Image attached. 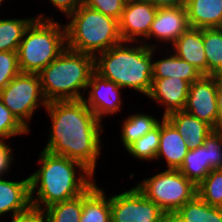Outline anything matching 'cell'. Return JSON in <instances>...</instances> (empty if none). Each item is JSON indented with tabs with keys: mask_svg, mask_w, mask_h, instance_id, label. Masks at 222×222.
Masks as SVG:
<instances>
[{
	"mask_svg": "<svg viewBox=\"0 0 222 222\" xmlns=\"http://www.w3.org/2000/svg\"><path fill=\"white\" fill-rule=\"evenodd\" d=\"M44 110L51 128L42 150L77 160L95 174L103 146V122L82 99L48 102Z\"/></svg>",
	"mask_w": 222,
	"mask_h": 222,
	"instance_id": "cell-1",
	"label": "cell"
},
{
	"mask_svg": "<svg viewBox=\"0 0 222 222\" xmlns=\"http://www.w3.org/2000/svg\"><path fill=\"white\" fill-rule=\"evenodd\" d=\"M39 154L40 167L29 176L35 211L78 197L96 182L94 173L77 160L44 150Z\"/></svg>",
	"mask_w": 222,
	"mask_h": 222,
	"instance_id": "cell-2",
	"label": "cell"
},
{
	"mask_svg": "<svg viewBox=\"0 0 222 222\" xmlns=\"http://www.w3.org/2000/svg\"><path fill=\"white\" fill-rule=\"evenodd\" d=\"M152 60L149 46L122 41L94 57V70L123 90L132 89L147 96L152 87Z\"/></svg>",
	"mask_w": 222,
	"mask_h": 222,
	"instance_id": "cell-3",
	"label": "cell"
},
{
	"mask_svg": "<svg viewBox=\"0 0 222 222\" xmlns=\"http://www.w3.org/2000/svg\"><path fill=\"white\" fill-rule=\"evenodd\" d=\"M94 71L93 55L66 47L38 73L44 98L47 102L83 99Z\"/></svg>",
	"mask_w": 222,
	"mask_h": 222,
	"instance_id": "cell-4",
	"label": "cell"
},
{
	"mask_svg": "<svg viewBox=\"0 0 222 222\" xmlns=\"http://www.w3.org/2000/svg\"><path fill=\"white\" fill-rule=\"evenodd\" d=\"M41 12L26 29L17 49L22 73H39L67 47L65 24Z\"/></svg>",
	"mask_w": 222,
	"mask_h": 222,
	"instance_id": "cell-5",
	"label": "cell"
},
{
	"mask_svg": "<svg viewBox=\"0 0 222 222\" xmlns=\"http://www.w3.org/2000/svg\"><path fill=\"white\" fill-rule=\"evenodd\" d=\"M65 24L67 47L94 57L122 42L118 20L81 4Z\"/></svg>",
	"mask_w": 222,
	"mask_h": 222,
	"instance_id": "cell-6",
	"label": "cell"
},
{
	"mask_svg": "<svg viewBox=\"0 0 222 222\" xmlns=\"http://www.w3.org/2000/svg\"><path fill=\"white\" fill-rule=\"evenodd\" d=\"M166 214L175 213L197 196V185L179 170L166 169L135 185Z\"/></svg>",
	"mask_w": 222,
	"mask_h": 222,
	"instance_id": "cell-7",
	"label": "cell"
},
{
	"mask_svg": "<svg viewBox=\"0 0 222 222\" xmlns=\"http://www.w3.org/2000/svg\"><path fill=\"white\" fill-rule=\"evenodd\" d=\"M0 100L28 131L35 110L41 106L45 109L48 103L39 74L22 72L0 91Z\"/></svg>",
	"mask_w": 222,
	"mask_h": 222,
	"instance_id": "cell-8",
	"label": "cell"
},
{
	"mask_svg": "<svg viewBox=\"0 0 222 222\" xmlns=\"http://www.w3.org/2000/svg\"><path fill=\"white\" fill-rule=\"evenodd\" d=\"M111 222H164L166 213L136 186L110 196Z\"/></svg>",
	"mask_w": 222,
	"mask_h": 222,
	"instance_id": "cell-9",
	"label": "cell"
},
{
	"mask_svg": "<svg viewBox=\"0 0 222 222\" xmlns=\"http://www.w3.org/2000/svg\"><path fill=\"white\" fill-rule=\"evenodd\" d=\"M219 76L202 75L190 84L184 111L210 124L217 130V84Z\"/></svg>",
	"mask_w": 222,
	"mask_h": 222,
	"instance_id": "cell-10",
	"label": "cell"
},
{
	"mask_svg": "<svg viewBox=\"0 0 222 222\" xmlns=\"http://www.w3.org/2000/svg\"><path fill=\"white\" fill-rule=\"evenodd\" d=\"M86 91L88 93L85 92L87 95L82 100L101 122L105 116L115 115L122 109V88L95 71L90 76Z\"/></svg>",
	"mask_w": 222,
	"mask_h": 222,
	"instance_id": "cell-11",
	"label": "cell"
},
{
	"mask_svg": "<svg viewBox=\"0 0 222 222\" xmlns=\"http://www.w3.org/2000/svg\"><path fill=\"white\" fill-rule=\"evenodd\" d=\"M157 8L147 0H127L119 23L122 41H146Z\"/></svg>",
	"mask_w": 222,
	"mask_h": 222,
	"instance_id": "cell-12",
	"label": "cell"
},
{
	"mask_svg": "<svg viewBox=\"0 0 222 222\" xmlns=\"http://www.w3.org/2000/svg\"><path fill=\"white\" fill-rule=\"evenodd\" d=\"M189 27L185 5L158 8L148 37L143 44L150 48H157L160 45L159 43L163 44L160 46L164 47V44H169L170 47ZM155 39L158 41L157 43H149L152 40L155 41ZM156 44H158V46Z\"/></svg>",
	"mask_w": 222,
	"mask_h": 222,
	"instance_id": "cell-13",
	"label": "cell"
},
{
	"mask_svg": "<svg viewBox=\"0 0 222 222\" xmlns=\"http://www.w3.org/2000/svg\"><path fill=\"white\" fill-rule=\"evenodd\" d=\"M190 83L175 77L152 78V87L146 96L156 102L160 107L163 106V117L175 112L184 110Z\"/></svg>",
	"mask_w": 222,
	"mask_h": 222,
	"instance_id": "cell-14",
	"label": "cell"
},
{
	"mask_svg": "<svg viewBox=\"0 0 222 222\" xmlns=\"http://www.w3.org/2000/svg\"><path fill=\"white\" fill-rule=\"evenodd\" d=\"M32 210L29 177L20 181L0 177V217L11 214L15 218Z\"/></svg>",
	"mask_w": 222,
	"mask_h": 222,
	"instance_id": "cell-15",
	"label": "cell"
},
{
	"mask_svg": "<svg viewBox=\"0 0 222 222\" xmlns=\"http://www.w3.org/2000/svg\"><path fill=\"white\" fill-rule=\"evenodd\" d=\"M161 119L156 159H165L167 169L179 170L190 148L176 128L165 117Z\"/></svg>",
	"mask_w": 222,
	"mask_h": 222,
	"instance_id": "cell-16",
	"label": "cell"
},
{
	"mask_svg": "<svg viewBox=\"0 0 222 222\" xmlns=\"http://www.w3.org/2000/svg\"><path fill=\"white\" fill-rule=\"evenodd\" d=\"M170 48L180 59L193 65L202 75H207L203 29L189 27Z\"/></svg>",
	"mask_w": 222,
	"mask_h": 222,
	"instance_id": "cell-17",
	"label": "cell"
},
{
	"mask_svg": "<svg viewBox=\"0 0 222 222\" xmlns=\"http://www.w3.org/2000/svg\"><path fill=\"white\" fill-rule=\"evenodd\" d=\"M165 118L186 140L190 149L204 145L205 139L214 130L210 124L184 110L172 112L166 115Z\"/></svg>",
	"mask_w": 222,
	"mask_h": 222,
	"instance_id": "cell-18",
	"label": "cell"
},
{
	"mask_svg": "<svg viewBox=\"0 0 222 222\" xmlns=\"http://www.w3.org/2000/svg\"><path fill=\"white\" fill-rule=\"evenodd\" d=\"M156 50L158 49L152 48V78L178 77L192 84L202 76L193 65L180 59L172 51L168 50L167 54L170 53V55L167 56L162 53L164 55L163 58H158L157 60Z\"/></svg>",
	"mask_w": 222,
	"mask_h": 222,
	"instance_id": "cell-19",
	"label": "cell"
},
{
	"mask_svg": "<svg viewBox=\"0 0 222 222\" xmlns=\"http://www.w3.org/2000/svg\"><path fill=\"white\" fill-rule=\"evenodd\" d=\"M185 7L190 27H222V0H187Z\"/></svg>",
	"mask_w": 222,
	"mask_h": 222,
	"instance_id": "cell-20",
	"label": "cell"
},
{
	"mask_svg": "<svg viewBox=\"0 0 222 222\" xmlns=\"http://www.w3.org/2000/svg\"><path fill=\"white\" fill-rule=\"evenodd\" d=\"M79 222H111L110 197L96 182L82 194Z\"/></svg>",
	"mask_w": 222,
	"mask_h": 222,
	"instance_id": "cell-21",
	"label": "cell"
},
{
	"mask_svg": "<svg viewBox=\"0 0 222 222\" xmlns=\"http://www.w3.org/2000/svg\"><path fill=\"white\" fill-rule=\"evenodd\" d=\"M160 120L149 113H133L125 117L121 126V143L125 150L132 145L137 139L154 129Z\"/></svg>",
	"mask_w": 222,
	"mask_h": 222,
	"instance_id": "cell-22",
	"label": "cell"
},
{
	"mask_svg": "<svg viewBox=\"0 0 222 222\" xmlns=\"http://www.w3.org/2000/svg\"><path fill=\"white\" fill-rule=\"evenodd\" d=\"M35 19L0 18V51H17L26 29Z\"/></svg>",
	"mask_w": 222,
	"mask_h": 222,
	"instance_id": "cell-23",
	"label": "cell"
},
{
	"mask_svg": "<svg viewBox=\"0 0 222 222\" xmlns=\"http://www.w3.org/2000/svg\"><path fill=\"white\" fill-rule=\"evenodd\" d=\"M207 75L222 76V27L203 29Z\"/></svg>",
	"mask_w": 222,
	"mask_h": 222,
	"instance_id": "cell-24",
	"label": "cell"
},
{
	"mask_svg": "<svg viewBox=\"0 0 222 222\" xmlns=\"http://www.w3.org/2000/svg\"><path fill=\"white\" fill-rule=\"evenodd\" d=\"M179 171L198 185L211 171L208 149L204 145L190 149Z\"/></svg>",
	"mask_w": 222,
	"mask_h": 222,
	"instance_id": "cell-25",
	"label": "cell"
},
{
	"mask_svg": "<svg viewBox=\"0 0 222 222\" xmlns=\"http://www.w3.org/2000/svg\"><path fill=\"white\" fill-rule=\"evenodd\" d=\"M40 213L44 222H79L82 214V194L53 204Z\"/></svg>",
	"mask_w": 222,
	"mask_h": 222,
	"instance_id": "cell-26",
	"label": "cell"
},
{
	"mask_svg": "<svg viewBox=\"0 0 222 222\" xmlns=\"http://www.w3.org/2000/svg\"><path fill=\"white\" fill-rule=\"evenodd\" d=\"M160 143V123L144 136L137 139L125 151L133 158L141 161H154Z\"/></svg>",
	"mask_w": 222,
	"mask_h": 222,
	"instance_id": "cell-27",
	"label": "cell"
},
{
	"mask_svg": "<svg viewBox=\"0 0 222 222\" xmlns=\"http://www.w3.org/2000/svg\"><path fill=\"white\" fill-rule=\"evenodd\" d=\"M197 196L211 206L222 207V171L211 170L197 185Z\"/></svg>",
	"mask_w": 222,
	"mask_h": 222,
	"instance_id": "cell-28",
	"label": "cell"
},
{
	"mask_svg": "<svg viewBox=\"0 0 222 222\" xmlns=\"http://www.w3.org/2000/svg\"><path fill=\"white\" fill-rule=\"evenodd\" d=\"M175 214L184 222H208L209 204L196 196L180 207Z\"/></svg>",
	"mask_w": 222,
	"mask_h": 222,
	"instance_id": "cell-29",
	"label": "cell"
},
{
	"mask_svg": "<svg viewBox=\"0 0 222 222\" xmlns=\"http://www.w3.org/2000/svg\"><path fill=\"white\" fill-rule=\"evenodd\" d=\"M28 131L0 100V140L28 135Z\"/></svg>",
	"mask_w": 222,
	"mask_h": 222,
	"instance_id": "cell-30",
	"label": "cell"
},
{
	"mask_svg": "<svg viewBox=\"0 0 222 222\" xmlns=\"http://www.w3.org/2000/svg\"><path fill=\"white\" fill-rule=\"evenodd\" d=\"M19 73L17 51H0V91Z\"/></svg>",
	"mask_w": 222,
	"mask_h": 222,
	"instance_id": "cell-31",
	"label": "cell"
},
{
	"mask_svg": "<svg viewBox=\"0 0 222 222\" xmlns=\"http://www.w3.org/2000/svg\"><path fill=\"white\" fill-rule=\"evenodd\" d=\"M208 149L210 170L222 168V131L213 130L204 141Z\"/></svg>",
	"mask_w": 222,
	"mask_h": 222,
	"instance_id": "cell-32",
	"label": "cell"
},
{
	"mask_svg": "<svg viewBox=\"0 0 222 222\" xmlns=\"http://www.w3.org/2000/svg\"><path fill=\"white\" fill-rule=\"evenodd\" d=\"M126 1L127 0H82V4L119 21Z\"/></svg>",
	"mask_w": 222,
	"mask_h": 222,
	"instance_id": "cell-33",
	"label": "cell"
},
{
	"mask_svg": "<svg viewBox=\"0 0 222 222\" xmlns=\"http://www.w3.org/2000/svg\"><path fill=\"white\" fill-rule=\"evenodd\" d=\"M13 146H9L7 141L5 142L4 140H0V177H4L9 173L11 170V167L13 165Z\"/></svg>",
	"mask_w": 222,
	"mask_h": 222,
	"instance_id": "cell-34",
	"label": "cell"
},
{
	"mask_svg": "<svg viewBox=\"0 0 222 222\" xmlns=\"http://www.w3.org/2000/svg\"><path fill=\"white\" fill-rule=\"evenodd\" d=\"M49 2L62 12L66 18L82 4V0H49Z\"/></svg>",
	"mask_w": 222,
	"mask_h": 222,
	"instance_id": "cell-35",
	"label": "cell"
},
{
	"mask_svg": "<svg viewBox=\"0 0 222 222\" xmlns=\"http://www.w3.org/2000/svg\"><path fill=\"white\" fill-rule=\"evenodd\" d=\"M217 131H222V76H219V82L217 84Z\"/></svg>",
	"mask_w": 222,
	"mask_h": 222,
	"instance_id": "cell-36",
	"label": "cell"
},
{
	"mask_svg": "<svg viewBox=\"0 0 222 222\" xmlns=\"http://www.w3.org/2000/svg\"><path fill=\"white\" fill-rule=\"evenodd\" d=\"M11 222H44L39 211L32 210L26 215L11 218Z\"/></svg>",
	"mask_w": 222,
	"mask_h": 222,
	"instance_id": "cell-37",
	"label": "cell"
},
{
	"mask_svg": "<svg viewBox=\"0 0 222 222\" xmlns=\"http://www.w3.org/2000/svg\"><path fill=\"white\" fill-rule=\"evenodd\" d=\"M147 1L158 9V8L184 6L187 0H147Z\"/></svg>",
	"mask_w": 222,
	"mask_h": 222,
	"instance_id": "cell-38",
	"label": "cell"
},
{
	"mask_svg": "<svg viewBox=\"0 0 222 222\" xmlns=\"http://www.w3.org/2000/svg\"><path fill=\"white\" fill-rule=\"evenodd\" d=\"M222 222V207L209 205V221Z\"/></svg>",
	"mask_w": 222,
	"mask_h": 222,
	"instance_id": "cell-39",
	"label": "cell"
},
{
	"mask_svg": "<svg viewBox=\"0 0 222 222\" xmlns=\"http://www.w3.org/2000/svg\"><path fill=\"white\" fill-rule=\"evenodd\" d=\"M164 222H184L175 213L166 214L164 217Z\"/></svg>",
	"mask_w": 222,
	"mask_h": 222,
	"instance_id": "cell-40",
	"label": "cell"
},
{
	"mask_svg": "<svg viewBox=\"0 0 222 222\" xmlns=\"http://www.w3.org/2000/svg\"><path fill=\"white\" fill-rule=\"evenodd\" d=\"M5 0H0V7H1V5H3V2H4Z\"/></svg>",
	"mask_w": 222,
	"mask_h": 222,
	"instance_id": "cell-41",
	"label": "cell"
}]
</instances>
